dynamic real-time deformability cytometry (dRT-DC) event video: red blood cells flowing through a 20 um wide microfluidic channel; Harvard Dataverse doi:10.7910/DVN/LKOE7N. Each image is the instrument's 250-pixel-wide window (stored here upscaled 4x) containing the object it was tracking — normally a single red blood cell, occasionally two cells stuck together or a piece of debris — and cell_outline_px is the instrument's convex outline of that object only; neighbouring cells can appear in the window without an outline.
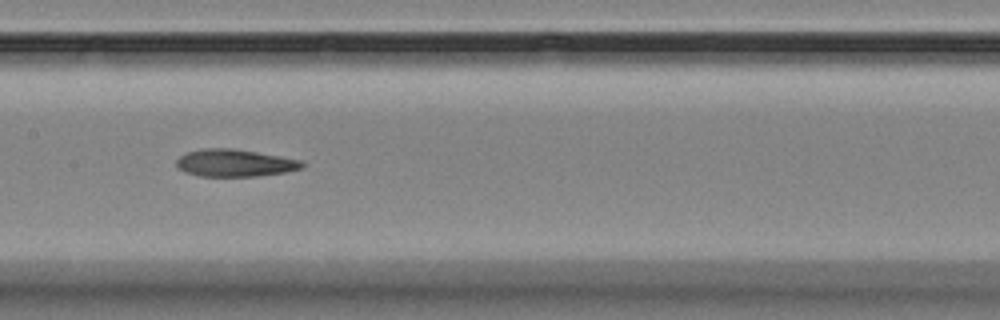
{"species": "Egyptian fruit bat (a non-hibernating species)", "species_latin": "Rousettus aegyptiacus", "temperature_condition": "room temperature", "stored_images_in_passage": 14, "camera_frame_rate_fps": 3000, "um_per_image_px": 0.085, "animal": {"sex": "female"}, "frame": {"image": 1, "passage_image": 7, "time_ms": 6.667, "image_size_px": [1000, 320], "cell_outline_px": [[308, 164], [304, 168], [284, 172], [256, 176], [200, 176], [184, 172], [176, 168], [176, 160], [180, 156], [188, 152], [200, 148], [232, 148], [280, 156], [300, 160]], "centroid_in_image_um": [19.95, 13.85], "position_along_channel_um": 187.5, "area_um2": 20.11}}
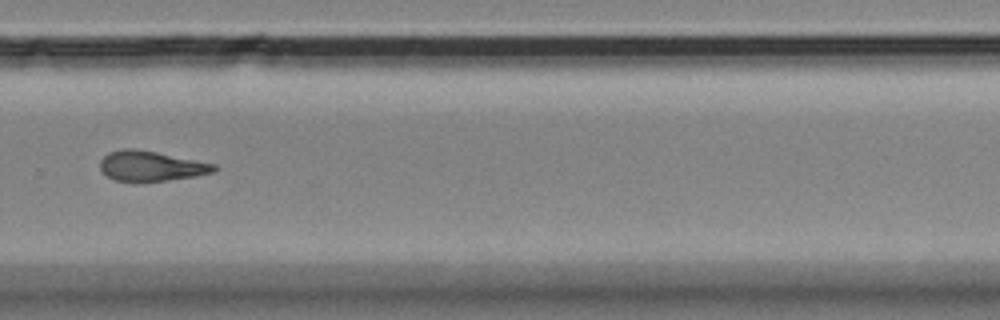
{"frame": {"image": 2, "passage_image": 10, "time_ms": 10.333, "image_size_px": [1000, 320], "cell_outline_px": [[220, 168], [212, 172], [192, 176], [164, 180], [116, 180], [108, 176], [100, 168], [100, 160], [108, 152], [124, 148], [136, 148], [216, 164]], "centroid_in_image_um": [12.83, 14.08], "position_along_channel_um": 317.0, "area_um2": 19.48}}
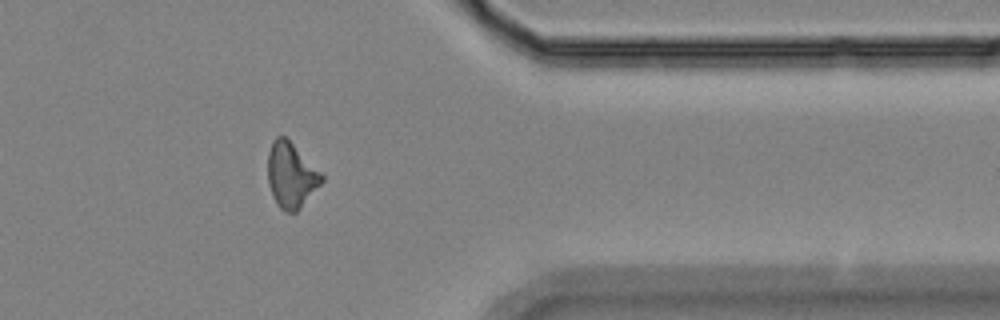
{"frame": {"image": 3, "passage_image": 12, "time_ms": 12.667, "image_size_px": [1000, 320], "cell_outline_px": [[324, 180], [300, 208], [296, 212], [284, 212], [276, 204], [272, 196], [268, 184], [268, 152], [272, 140], [276, 136], [284, 136], [324, 172]], "centroid_in_image_um": [24.76, 14.89], "position_along_channel_um": 386.6, "area_um2": 20.81}, "authors_computed_cell_mechanics": {"area_um2": 20.3456, "velocity_mm_per_s": 3.5501, "shape_relaxation_time_tau1_ms": 4.5996, "shape_relaxation_time_tau2_ms": 3.7157, "deformation_change_tau1": 0.1369, "deformation_change_tau2": 0.125}}